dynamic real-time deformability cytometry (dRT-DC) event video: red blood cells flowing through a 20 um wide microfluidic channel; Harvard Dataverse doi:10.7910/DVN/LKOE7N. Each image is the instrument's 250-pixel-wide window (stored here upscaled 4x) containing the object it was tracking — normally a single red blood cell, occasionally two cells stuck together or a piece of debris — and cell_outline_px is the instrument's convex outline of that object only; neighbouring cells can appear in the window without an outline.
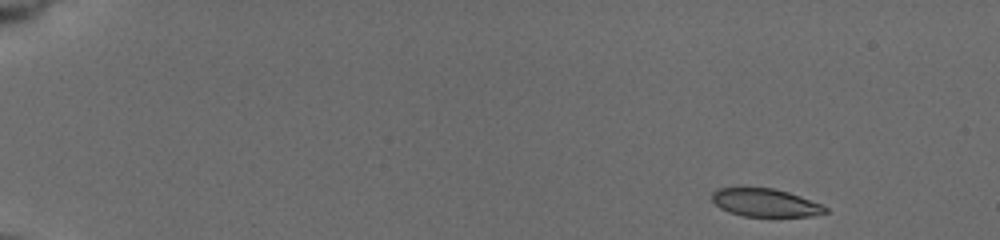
{"species": "common noctule bat (a hibernating species)", "species_latin": "Nyctalus noctula", "temperature_condition": "cold", "stored_images_in_passage": 13, "camera_frame_rate_fps": 3000, "um_per_image_px": 0.085, "animal": {"sex": "female", "body_mass_g": 19.5, "forearm_length_mm": 54.1}, "frame": {"image": 1, "passage_image": 1, "time_ms": 0.0, "image_size_px": [1000, 240], "cell_outline_px": [[828, 212], [812, 216], [744, 216], [728, 212], [720, 208], [712, 200], [712, 192], [720, 188], [772, 188], [788, 192], [800, 196], [820, 204], [828, 208]], "centroid_in_image_um": [65.05, 17.23], "position_along_channel_um": 20.0, "area_um2": 18.32}}